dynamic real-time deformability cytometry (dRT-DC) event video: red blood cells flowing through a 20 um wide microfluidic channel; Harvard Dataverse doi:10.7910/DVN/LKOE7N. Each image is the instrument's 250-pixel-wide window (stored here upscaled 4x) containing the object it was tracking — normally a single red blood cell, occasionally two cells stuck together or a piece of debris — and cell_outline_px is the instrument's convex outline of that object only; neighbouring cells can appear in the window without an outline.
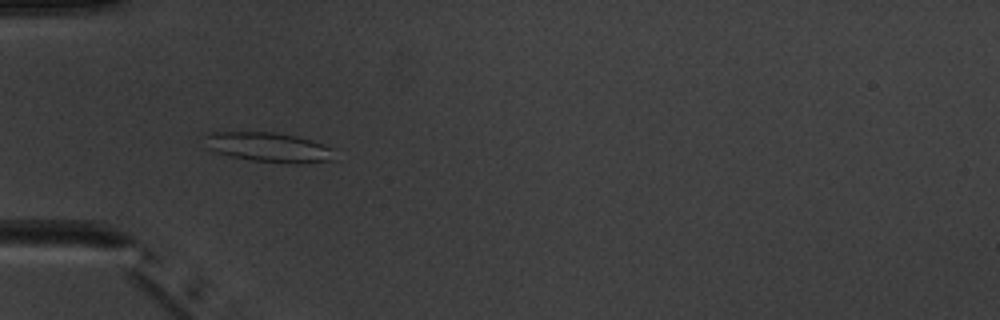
{"species": "common noctule bat (a hibernating species)", "species_latin": "Nyctalus noctula", "temperature_condition": "warm", "stored_images_in_passage": 9, "camera_frame_rate_fps": 3000, "um_per_image_px": 0.085, "animal": {"sex": "male", "body_mass_g": 20.1, "forearm_length_mm": 53.5}, "frame": {"image": 1, "passage_image": 4, "time_ms": 4.333, "image_size_px": [1000, 320], "cell_outline_px": [[336, 160], [308, 164], [296, 164], [248, 160], [232, 156], [208, 148], [204, 136], [212, 132], [276, 132], [296, 136], [332, 148]], "centroid_in_image_um": [22.9, 12.53], "position_along_channel_um": 62.1, "area_um2": 22.37}}
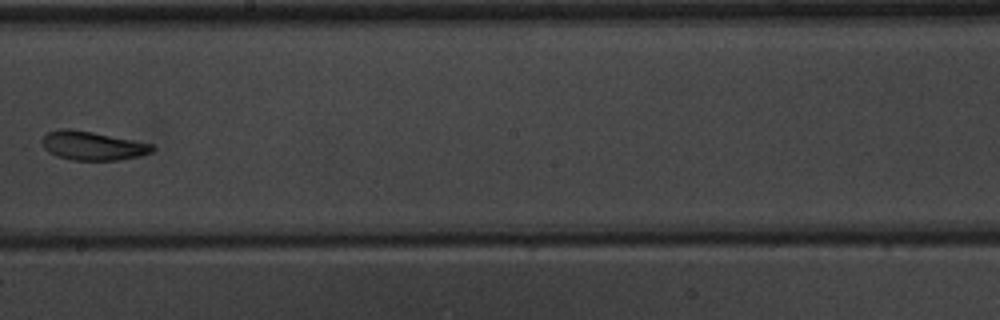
{"frame": {"image": 2, "passage_image": 8, "time_ms": 9.0, "image_size_px": [1000, 320], "cell_outline_px": [[156, 148], [152, 152], [140, 156], [120, 160], [72, 160], [56, 156], [48, 152], [44, 148], [44, 136], [48, 132], [60, 128], [72, 128], [152, 144]], "centroid_in_image_um": [7.87, 12.39], "position_along_channel_um": 240.3, "area_um2": 18.44}}
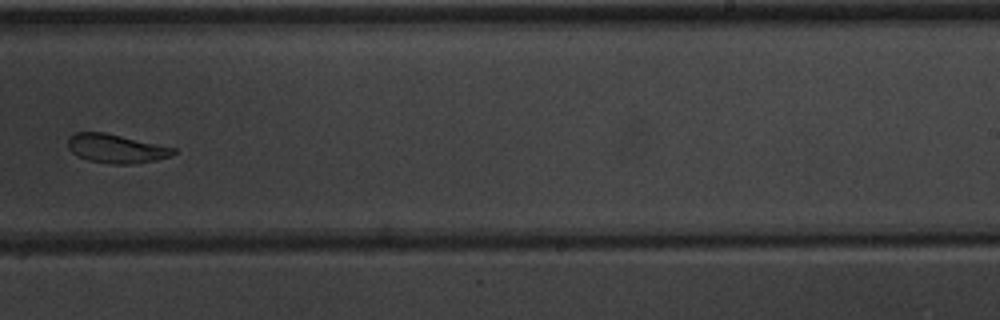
{"frame": {"image": 3, "passage_image": 9, "time_ms": 10.0, "image_size_px": [1000, 320], "cell_outline_px": [[176, 152], [172, 156], [156, 160], [132, 164], [112, 164], [88, 160], [76, 156], [68, 148], [68, 136], [76, 132], [104, 132], [176, 148]], "centroid_in_image_um": [9.86, 12.63], "position_along_channel_um": 279.1, "area_um2": 17.8}}